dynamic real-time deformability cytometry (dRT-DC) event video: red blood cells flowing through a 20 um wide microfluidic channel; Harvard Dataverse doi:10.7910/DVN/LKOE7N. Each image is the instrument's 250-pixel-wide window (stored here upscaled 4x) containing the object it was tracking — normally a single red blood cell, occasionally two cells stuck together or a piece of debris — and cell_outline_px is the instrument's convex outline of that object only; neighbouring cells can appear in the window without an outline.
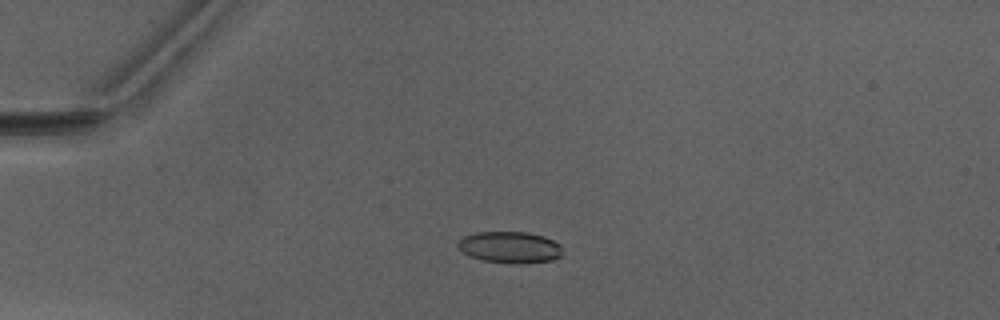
{"species": "Egyptian fruit bat (a non-hibernating species)", "species_latin": "Rousettus aegyptiacus", "temperature_condition": "warm", "stored_images_in_passage": 4, "camera_frame_rate_fps": 3000, "um_per_image_px": 0.085, "animal": {"sex": "male"}, "frame": {"image": 1, "passage_image": 3, "time_ms": 2.667, "image_size_px": [1000, 320], "cell_outline_px": [[560, 256], [552, 260], [524, 264], [508, 264], [484, 260], [472, 256], [456, 248], [456, 240], [464, 236], [476, 232], [528, 232], [544, 236], [560, 244]], "centroid_in_image_um": [43.3, 21.02], "position_along_channel_um": 41.7, "area_um2": 19.36}}